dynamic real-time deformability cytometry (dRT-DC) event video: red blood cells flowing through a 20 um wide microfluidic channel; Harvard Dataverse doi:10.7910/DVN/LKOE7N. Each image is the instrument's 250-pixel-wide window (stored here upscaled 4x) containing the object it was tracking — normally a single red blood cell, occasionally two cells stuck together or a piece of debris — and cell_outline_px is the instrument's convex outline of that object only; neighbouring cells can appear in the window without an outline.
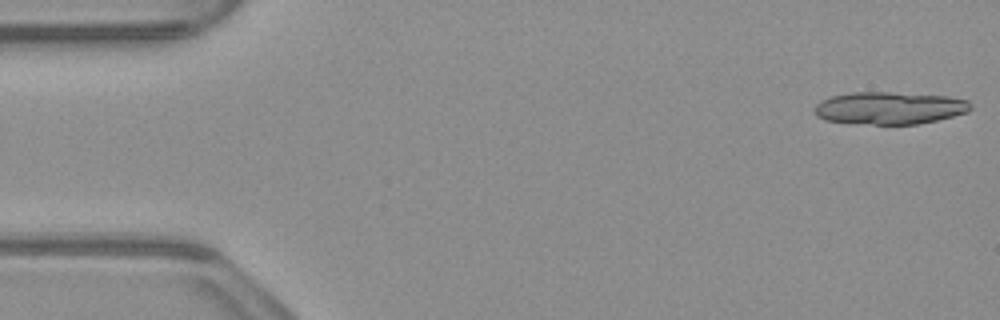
{"species": "common noctule bat (a hibernating species)", "species_latin": "Nyctalus noctula", "temperature_condition": "warm", "stored_images_in_passage": 17, "camera_frame_rate_fps": 3000, "um_per_image_px": 0.085, "animal": {"sex": "male", "body_mass_g": 23.1, "forearm_length_mm": 52.7}, "frame": {"image": 1, "passage_image": 1, "time_ms": 0.0, "image_size_px": [1000, 320], "cell_outline_px": [[972, 108], [968, 112], [936, 120], [916, 124], [872, 124], [824, 120], [816, 116], [816, 104], [820, 100], [832, 96], [852, 92], [888, 92], [948, 96], [968, 100], [972, 104]], "centroid_in_image_um": [75.63, 9.17], "position_along_channel_um": 9.4, "area_um2": 29.36}}